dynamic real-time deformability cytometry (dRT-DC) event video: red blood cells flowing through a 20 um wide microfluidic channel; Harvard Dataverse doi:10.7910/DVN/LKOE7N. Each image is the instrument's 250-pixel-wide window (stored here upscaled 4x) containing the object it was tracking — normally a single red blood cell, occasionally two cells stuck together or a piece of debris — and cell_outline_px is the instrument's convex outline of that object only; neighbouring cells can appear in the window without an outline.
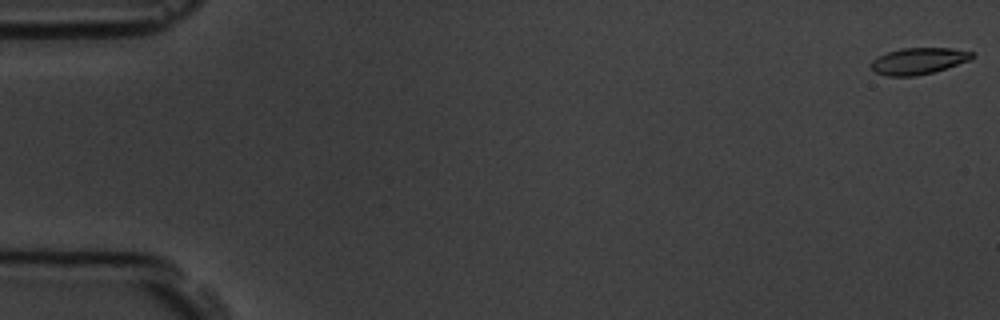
{"species": "common noctule bat (a hibernating species)", "species_latin": "Nyctalus noctula", "temperature_condition": "room temperature", "stored_images_in_passage": 9, "camera_frame_rate_fps": 3000, "um_per_image_px": 0.085, "animal": {"sex": "male", "body_mass_g": 19.5, "forearm_length_mm": 54.6}, "frame": {"image": 1, "passage_image": 1, "time_ms": 0.0, "image_size_px": [1000, 320], "cell_outline_px": [[976, 56], [972, 60], [932, 72], [916, 76], [888, 76], [876, 72], [868, 64], [872, 60], [888, 52], [900, 48], [952, 48], [976, 52]], "centroid_in_image_um": [78.12, 5.17], "position_along_channel_um": 6.9, "area_um2": 15.72}}
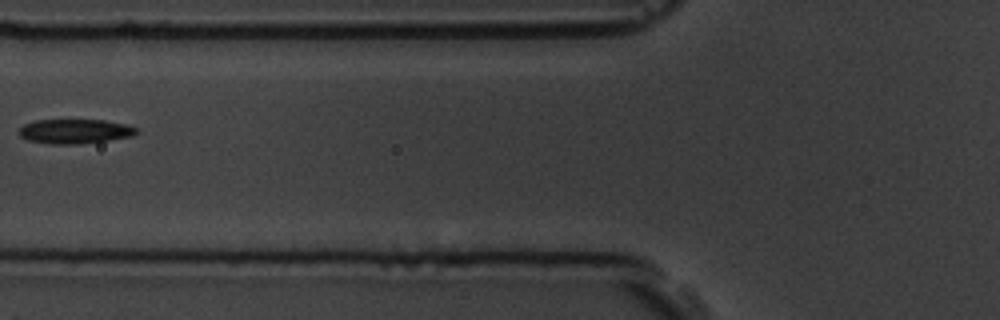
{"frame": {"image": 2, "passage_image": 7, "time_ms": 7.0, "image_size_px": [1000, 320], "cell_outline_px": [[140, 132], [132, 136], [108, 140], [80, 144], [48, 144], [28, 140], [20, 136], [20, 128], [24, 124], [36, 120], [104, 120], [128, 124], [136, 128]], "centroid_in_image_um": [6.39, 11.16], "position_along_channel_um": 119.4, "area_um2": 16.82}}
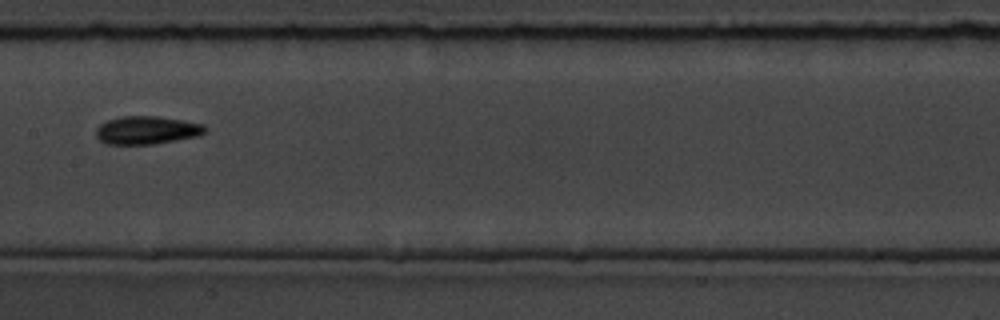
{"frame": {"image": 3, "passage_image": 9, "time_ms": 9.0, "image_size_px": [1000, 320], "cell_outline_px": [[208, 128], [200, 136], [152, 144], [108, 144], [100, 140], [96, 136], [96, 128], [100, 124], [108, 120], [124, 116], [156, 116], [184, 120], [204, 124]], "centroid_in_image_um": [12.51, 11.06], "position_along_channel_um": 194.9, "area_um2": 17.86}}